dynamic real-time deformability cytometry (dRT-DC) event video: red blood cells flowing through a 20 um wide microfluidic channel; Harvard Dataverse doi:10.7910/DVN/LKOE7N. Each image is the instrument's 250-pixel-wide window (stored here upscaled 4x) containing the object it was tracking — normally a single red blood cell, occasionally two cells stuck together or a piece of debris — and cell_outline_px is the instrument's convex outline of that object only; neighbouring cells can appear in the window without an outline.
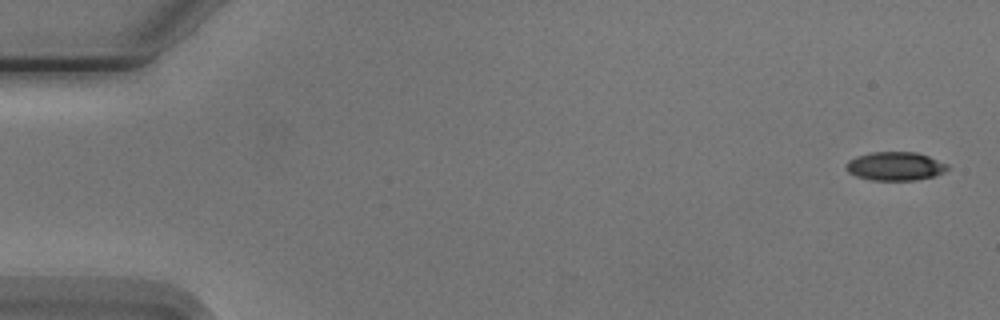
{"species": "Egyptian fruit bat (a non-hibernating species)", "species_latin": "Rousettus aegyptiacus", "temperature_condition": "cold", "stored_images_in_passage": 7, "camera_frame_rate_fps": 3000, "um_per_image_px": 0.085, "animal": {"sex": "male"}, "frame": {"image": 1, "passage_image": 1, "time_ms": 0.0, "image_size_px": [1000, 320], "cell_outline_px": [[948, 168], [944, 172], [936, 176], [916, 180], [872, 180], [856, 176], [848, 172], [844, 164], [848, 160], [856, 156], [872, 152], [916, 152], [928, 156], [948, 164]], "centroid_in_image_um": [76.08, 14.13], "position_along_channel_um": 8.9, "area_um2": 16.99}}
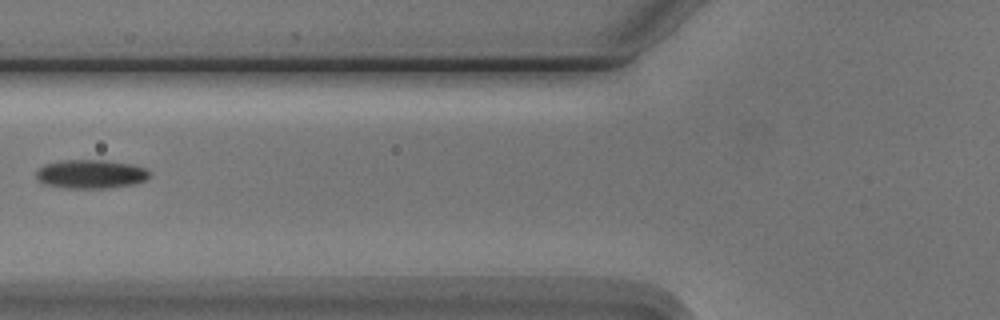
{"frame": {"image": 2, "passage_image": 6, "time_ms": 6.667, "image_size_px": [1000, 320], "cell_outline_px": [[148, 176], [144, 180], [132, 184], [108, 188], [64, 188], [44, 184], [36, 180], [36, 172], [44, 164], [64, 160], [108, 160], [132, 164], [144, 168], [148, 172]], "centroid_in_image_um": [7.66, 14.79], "position_along_channel_um": 118.1, "area_um2": 18.96}}
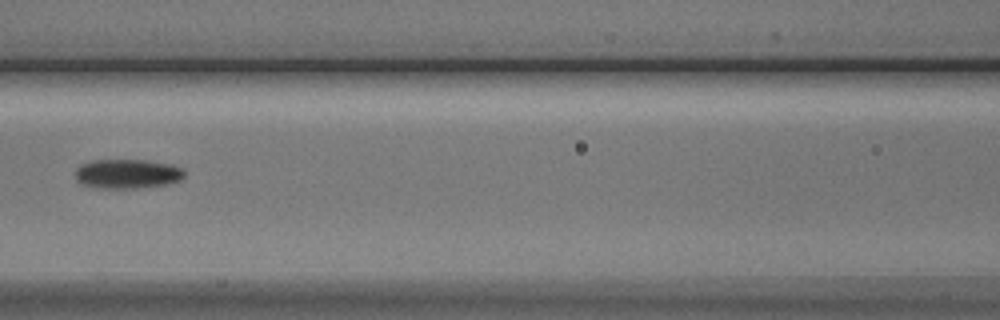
{"frame": {"image": 3, "passage_image": 7, "time_ms": 7.667, "image_size_px": [1000, 320], "cell_outline_px": [[184, 176], [180, 180], [164, 184], [136, 188], [96, 188], [84, 184], [76, 180], [76, 168], [80, 164], [92, 160], [148, 160], [172, 164], [184, 168]], "centroid_in_image_um": [10.82, 14.76], "position_along_channel_um": 155.8, "area_um2": 18.73}}